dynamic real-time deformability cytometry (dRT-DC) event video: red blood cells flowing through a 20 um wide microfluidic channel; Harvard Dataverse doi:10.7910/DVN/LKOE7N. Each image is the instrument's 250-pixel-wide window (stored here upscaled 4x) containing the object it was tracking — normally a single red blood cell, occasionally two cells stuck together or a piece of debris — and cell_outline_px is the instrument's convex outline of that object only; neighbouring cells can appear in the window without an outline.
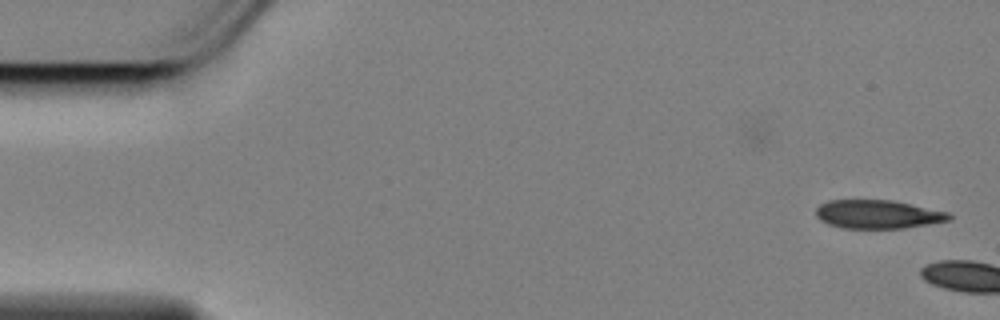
{"species": "Egyptian fruit bat (a non-hibernating species)", "species_latin": "Rousettus aegyptiacus", "temperature_condition": "cold", "stored_images_in_passage": 7, "camera_frame_rate_fps": 3000, "um_per_image_px": 0.085, "animal": {"sex": "female"}, "frame": {"image": 1, "passage_image": 1, "time_ms": 0.0, "image_size_px": [1000, 320], "cell_outline_px": [[952, 216], [948, 220], [904, 228], [840, 228], [828, 224], [820, 220], [816, 216], [816, 208], [820, 204], [828, 200], [892, 200], [948, 212]], "centroid_in_image_um": [74.56, 18.21], "position_along_channel_um": 10.4, "area_um2": 22.02}}